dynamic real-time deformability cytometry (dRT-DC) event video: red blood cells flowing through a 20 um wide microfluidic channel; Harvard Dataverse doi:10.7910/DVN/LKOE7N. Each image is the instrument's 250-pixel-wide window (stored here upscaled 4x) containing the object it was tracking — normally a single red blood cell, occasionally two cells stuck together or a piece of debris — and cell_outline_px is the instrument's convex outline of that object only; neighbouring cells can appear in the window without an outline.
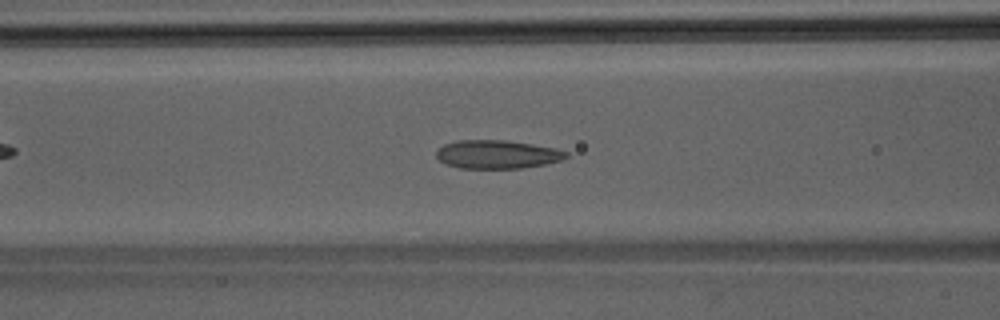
{"species": "Egyptian fruit bat (a non-hibernating species)", "species_latin": "Rousettus aegyptiacus", "temperature_condition": "room temperature", "stored_images_in_passage": 42, "camera_frame_rate_fps": 3000, "um_per_image_px": 0.085, "animal": {"sex": "male"}, "frame": {"image": 1, "passage_image": 15, "time_ms": 4.667, "image_size_px": [1000, 320], "cell_outline_px": [[568, 156], [560, 160], [544, 164], [520, 168], [460, 168], [444, 164], [436, 156], [436, 152], [444, 144], [460, 140], [504, 140], [532, 144], [556, 148], [568, 152]], "centroid_in_image_um": [42.25, 13.12], "position_along_channel_um": 124.4, "area_um2": 21.39}}
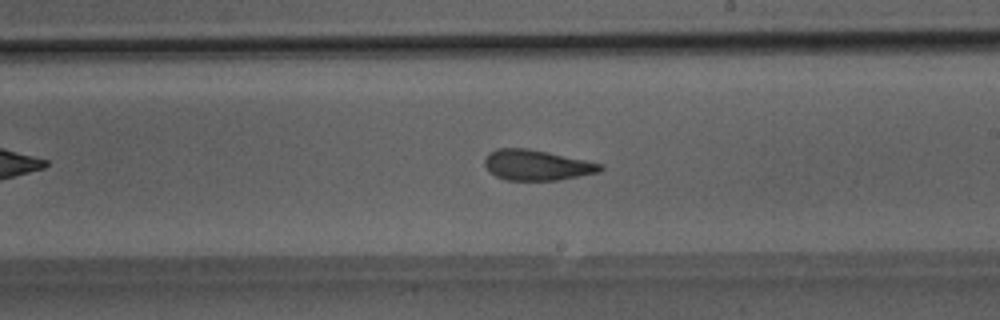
{"frame": {"image": 2, "passage_image": 23, "time_ms": 7.333, "image_size_px": [1000, 320], "cell_outline_px": [[604, 168], [600, 172], [556, 180], [504, 180], [496, 176], [484, 164], [484, 160], [488, 152], [496, 148], [528, 148], [548, 152], [604, 164]], "centroid_in_image_um": [45.63, 14.02], "position_along_channel_um": 243.4, "area_um2": 20.52}}
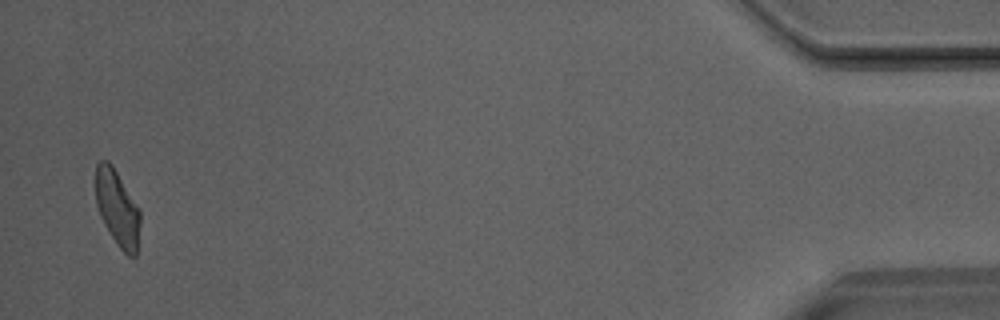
{"frame": {"image": 3, "passage_image": 41, "time_ms": 13.333, "image_size_px": [1000, 320], "cell_outline_px": [[140, 224], [136, 256], [128, 256], [116, 244], [104, 224], [100, 216], [96, 204], [96, 164], [100, 160], [108, 160], [112, 164], [140, 208]], "centroid_in_image_um": [9.98, 17.68], "position_along_channel_um": 425.2, "area_um2": 19.88}}